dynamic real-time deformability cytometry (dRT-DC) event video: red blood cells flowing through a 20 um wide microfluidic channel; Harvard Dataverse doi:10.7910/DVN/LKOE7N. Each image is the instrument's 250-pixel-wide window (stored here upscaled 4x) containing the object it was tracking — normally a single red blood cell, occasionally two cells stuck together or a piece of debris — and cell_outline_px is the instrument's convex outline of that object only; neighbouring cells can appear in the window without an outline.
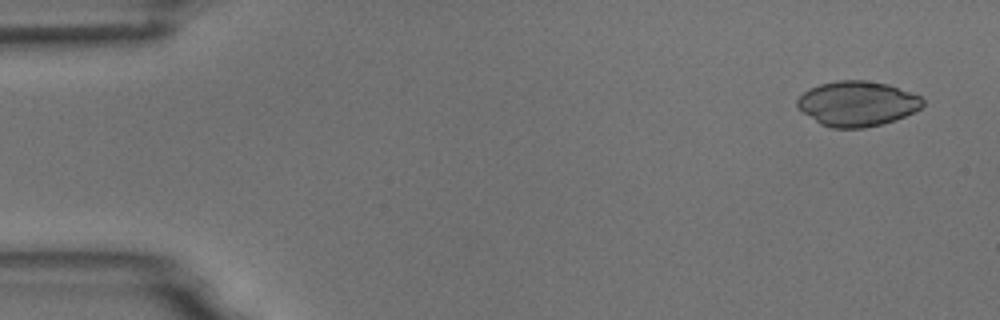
{"species": "common noctule bat (a hibernating species)", "species_latin": "Nyctalus noctula", "temperature_condition": "room temperature", "stored_images_in_passage": 4, "camera_frame_rate_fps": 3000, "um_per_image_px": 0.085, "animal": {"sex": "male", "body_mass_g": 18.8}, "frame": {"image": 1, "passage_image": 1, "time_ms": 0.0, "image_size_px": [1000, 320], "cell_outline_px": [[924, 104], [920, 108], [904, 116], [880, 124], [864, 128], [832, 128], [820, 124], [804, 112], [796, 104], [796, 100], [808, 88], [820, 84], [836, 80], [864, 80], [888, 84], [920, 96], [924, 100]], "centroid_in_image_um": [72.84, 8.8], "position_along_channel_um": 12.2, "area_um2": 32.66}}